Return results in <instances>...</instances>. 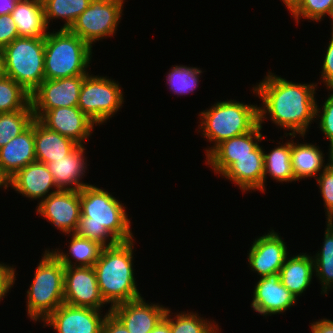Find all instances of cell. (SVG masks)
Returning a JSON list of instances; mask_svg holds the SVG:
<instances>
[{"instance_id": "cell-1", "label": "cell", "mask_w": 333, "mask_h": 333, "mask_svg": "<svg viewBox=\"0 0 333 333\" xmlns=\"http://www.w3.org/2000/svg\"><path fill=\"white\" fill-rule=\"evenodd\" d=\"M317 82L295 83L268 70L260 82L252 84V94L260 99L259 125L285 130L283 135H306L315 122ZM261 104V105H260ZM268 120V121H266Z\"/></svg>"}, {"instance_id": "cell-2", "label": "cell", "mask_w": 333, "mask_h": 333, "mask_svg": "<svg viewBox=\"0 0 333 333\" xmlns=\"http://www.w3.org/2000/svg\"><path fill=\"white\" fill-rule=\"evenodd\" d=\"M113 195L96 184L80 189L81 216L75 232L78 236L104 247L135 238L126 204Z\"/></svg>"}, {"instance_id": "cell-3", "label": "cell", "mask_w": 333, "mask_h": 333, "mask_svg": "<svg viewBox=\"0 0 333 333\" xmlns=\"http://www.w3.org/2000/svg\"><path fill=\"white\" fill-rule=\"evenodd\" d=\"M135 241L104 247L93 266L101 296L109 308L142 297L135 278Z\"/></svg>"}, {"instance_id": "cell-4", "label": "cell", "mask_w": 333, "mask_h": 333, "mask_svg": "<svg viewBox=\"0 0 333 333\" xmlns=\"http://www.w3.org/2000/svg\"><path fill=\"white\" fill-rule=\"evenodd\" d=\"M197 115V134L210 144L205 148V156L220 142L246 134L259 124L257 103L237 99L216 101Z\"/></svg>"}, {"instance_id": "cell-5", "label": "cell", "mask_w": 333, "mask_h": 333, "mask_svg": "<svg viewBox=\"0 0 333 333\" xmlns=\"http://www.w3.org/2000/svg\"><path fill=\"white\" fill-rule=\"evenodd\" d=\"M51 30L45 37V79L88 75L94 54L92 47L68 29Z\"/></svg>"}, {"instance_id": "cell-6", "label": "cell", "mask_w": 333, "mask_h": 333, "mask_svg": "<svg viewBox=\"0 0 333 333\" xmlns=\"http://www.w3.org/2000/svg\"><path fill=\"white\" fill-rule=\"evenodd\" d=\"M26 291V312L30 322H42L64 304L65 267L45 248Z\"/></svg>"}, {"instance_id": "cell-7", "label": "cell", "mask_w": 333, "mask_h": 333, "mask_svg": "<svg viewBox=\"0 0 333 333\" xmlns=\"http://www.w3.org/2000/svg\"><path fill=\"white\" fill-rule=\"evenodd\" d=\"M2 51L4 75L31 94L45 80V38L19 37Z\"/></svg>"}, {"instance_id": "cell-8", "label": "cell", "mask_w": 333, "mask_h": 333, "mask_svg": "<svg viewBox=\"0 0 333 333\" xmlns=\"http://www.w3.org/2000/svg\"><path fill=\"white\" fill-rule=\"evenodd\" d=\"M121 86L112 77L90 72L82 83L77 107L97 126L105 125L124 106L125 92Z\"/></svg>"}, {"instance_id": "cell-9", "label": "cell", "mask_w": 333, "mask_h": 333, "mask_svg": "<svg viewBox=\"0 0 333 333\" xmlns=\"http://www.w3.org/2000/svg\"><path fill=\"white\" fill-rule=\"evenodd\" d=\"M126 0H91L90 5L68 29L92 48L95 43L114 38L123 17Z\"/></svg>"}, {"instance_id": "cell-10", "label": "cell", "mask_w": 333, "mask_h": 333, "mask_svg": "<svg viewBox=\"0 0 333 333\" xmlns=\"http://www.w3.org/2000/svg\"><path fill=\"white\" fill-rule=\"evenodd\" d=\"M86 76L45 79L30 94L34 118L39 120L50 109L78 106L81 86Z\"/></svg>"}, {"instance_id": "cell-11", "label": "cell", "mask_w": 333, "mask_h": 333, "mask_svg": "<svg viewBox=\"0 0 333 333\" xmlns=\"http://www.w3.org/2000/svg\"><path fill=\"white\" fill-rule=\"evenodd\" d=\"M35 213L62 235L75 233L81 216L80 191L60 189L36 205Z\"/></svg>"}, {"instance_id": "cell-12", "label": "cell", "mask_w": 333, "mask_h": 333, "mask_svg": "<svg viewBox=\"0 0 333 333\" xmlns=\"http://www.w3.org/2000/svg\"><path fill=\"white\" fill-rule=\"evenodd\" d=\"M273 227L262 236H257L247 250V262L250 272L257 278L279 272L289 253L287 242Z\"/></svg>"}, {"instance_id": "cell-13", "label": "cell", "mask_w": 333, "mask_h": 333, "mask_svg": "<svg viewBox=\"0 0 333 333\" xmlns=\"http://www.w3.org/2000/svg\"><path fill=\"white\" fill-rule=\"evenodd\" d=\"M108 313L64 303L42 322V327L53 328L55 333H102V324Z\"/></svg>"}, {"instance_id": "cell-14", "label": "cell", "mask_w": 333, "mask_h": 333, "mask_svg": "<svg viewBox=\"0 0 333 333\" xmlns=\"http://www.w3.org/2000/svg\"><path fill=\"white\" fill-rule=\"evenodd\" d=\"M64 303L110 312L101 296L94 267H65Z\"/></svg>"}, {"instance_id": "cell-15", "label": "cell", "mask_w": 333, "mask_h": 333, "mask_svg": "<svg viewBox=\"0 0 333 333\" xmlns=\"http://www.w3.org/2000/svg\"><path fill=\"white\" fill-rule=\"evenodd\" d=\"M252 290L250 307L265 319L286 314L288 309L298 304L295 296L282 284L279 272L257 278Z\"/></svg>"}, {"instance_id": "cell-16", "label": "cell", "mask_w": 333, "mask_h": 333, "mask_svg": "<svg viewBox=\"0 0 333 333\" xmlns=\"http://www.w3.org/2000/svg\"><path fill=\"white\" fill-rule=\"evenodd\" d=\"M261 129L258 124L246 134L220 142L205 156L206 166L221 176L238 158L253 156V150L267 138Z\"/></svg>"}, {"instance_id": "cell-17", "label": "cell", "mask_w": 333, "mask_h": 333, "mask_svg": "<svg viewBox=\"0 0 333 333\" xmlns=\"http://www.w3.org/2000/svg\"><path fill=\"white\" fill-rule=\"evenodd\" d=\"M39 121L49 130L58 132L79 145H86L93 138L95 126L97 127L77 106L50 109Z\"/></svg>"}, {"instance_id": "cell-18", "label": "cell", "mask_w": 333, "mask_h": 333, "mask_svg": "<svg viewBox=\"0 0 333 333\" xmlns=\"http://www.w3.org/2000/svg\"><path fill=\"white\" fill-rule=\"evenodd\" d=\"M9 187V190L13 189L29 201H37V205L60 190L47 165L37 161L28 164L9 178Z\"/></svg>"}, {"instance_id": "cell-19", "label": "cell", "mask_w": 333, "mask_h": 333, "mask_svg": "<svg viewBox=\"0 0 333 333\" xmlns=\"http://www.w3.org/2000/svg\"><path fill=\"white\" fill-rule=\"evenodd\" d=\"M297 136L305 142H299ZM306 137L307 135H291V164L295 182L312 178L315 180L333 161V150L329 146L325 156L319 144L307 143L304 140Z\"/></svg>"}, {"instance_id": "cell-20", "label": "cell", "mask_w": 333, "mask_h": 333, "mask_svg": "<svg viewBox=\"0 0 333 333\" xmlns=\"http://www.w3.org/2000/svg\"><path fill=\"white\" fill-rule=\"evenodd\" d=\"M169 306L146 302L142 296L111 308V313L127 328L129 333H150L165 316Z\"/></svg>"}, {"instance_id": "cell-21", "label": "cell", "mask_w": 333, "mask_h": 333, "mask_svg": "<svg viewBox=\"0 0 333 333\" xmlns=\"http://www.w3.org/2000/svg\"><path fill=\"white\" fill-rule=\"evenodd\" d=\"M85 150H87L85 145H78L64 158L46 163L59 189L80 191L83 187L91 184L83 180L89 173L88 166H90L88 164L89 156H86L88 153Z\"/></svg>"}, {"instance_id": "cell-22", "label": "cell", "mask_w": 333, "mask_h": 333, "mask_svg": "<svg viewBox=\"0 0 333 333\" xmlns=\"http://www.w3.org/2000/svg\"><path fill=\"white\" fill-rule=\"evenodd\" d=\"M264 155L263 145L253 150V156L238 158L220 177L235 184L243 193H263Z\"/></svg>"}, {"instance_id": "cell-23", "label": "cell", "mask_w": 333, "mask_h": 333, "mask_svg": "<svg viewBox=\"0 0 333 333\" xmlns=\"http://www.w3.org/2000/svg\"><path fill=\"white\" fill-rule=\"evenodd\" d=\"M36 162L34 120L20 135L0 148V168L11 178L17 171Z\"/></svg>"}, {"instance_id": "cell-24", "label": "cell", "mask_w": 333, "mask_h": 333, "mask_svg": "<svg viewBox=\"0 0 333 333\" xmlns=\"http://www.w3.org/2000/svg\"><path fill=\"white\" fill-rule=\"evenodd\" d=\"M311 252H300L287 256L280 273L282 284L295 296H303L308 287H311L315 278L314 259Z\"/></svg>"}, {"instance_id": "cell-25", "label": "cell", "mask_w": 333, "mask_h": 333, "mask_svg": "<svg viewBox=\"0 0 333 333\" xmlns=\"http://www.w3.org/2000/svg\"><path fill=\"white\" fill-rule=\"evenodd\" d=\"M36 161L54 162L71 153L79 144L58 132L49 130L38 119H34Z\"/></svg>"}, {"instance_id": "cell-26", "label": "cell", "mask_w": 333, "mask_h": 333, "mask_svg": "<svg viewBox=\"0 0 333 333\" xmlns=\"http://www.w3.org/2000/svg\"><path fill=\"white\" fill-rule=\"evenodd\" d=\"M70 237L68 251L62 248L48 249L64 267H93L104 248L100 243L78 236L76 233L63 234ZM62 249V250H61Z\"/></svg>"}, {"instance_id": "cell-27", "label": "cell", "mask_w": 333, "mask_h": 333, "mask_svg": "<svg viewBox=\"0 0 333 333\" xmlns=\"http://www.w3.org/2000/svg\"><path fill=\"white\" fill-rule=\"evenodd\" d=\"M286 142H283L284 138ZM290 138V139H289ZM282 142L277 141L276 146L265 151L263 146L264 155V176H263V192L266 193L268 176L275 182L281 184L292 183L295 181L291 164V135L280 136ZM289 139V140H288Z\"/></svg>"}, {"instance_id": "cell-28", "label": "cell", "mask_w": 333, "mask_h": 333, "mask_svg": "<svg viewBox=\"0 0 333 333\" xmlns=\"http://www.w3.org/2000/svg\"><path fill=\"white\" fill-rule=\"evenodd\" d=\"M19 37L45 38L49 28L42 2H17L11 12Z\"/></svg>"}, {"instance_id": "cell-29", "label": "cell", "mask_w": 333, "mask_h": 333, "mask_svg": "<svg viewBox=\"0 0 333 333\" xmlns=\"http://www.w3.org/2000/svg\"><path fill=\"white\" fill-rule=\"evenodd\" d=\"M321 247L312 253L315 278L321 286L320 294L327 296L333 290V226L326 220Z\"/></svg>"}, {"instance_id": "cell-30", "label": "cell", "mask_w": 333, "mask_h": 333, "mask_svg": "<svg viewBox=\"0 0 333 333\" xmlns=\"http://www.w3.org/2000/svg\"><path fill=\"white\" fill-rule=\"evenodd\" d=\"M90 2L91 0H42L47 27L50 29L55 24L53 20L56 22L59 19L63 22L59 25L60 29H69Z\"/></svg>"}, {"instance_id": "cell-31", "label": "cell", "mask_w": 333, "mask_h": 333, "mask_svg": "<svg viewBox=\"0 0 333 333\" xmlns=\"http://www.w3.org/2000/svg\"><path fill=\"white\" fill-rule=\"evenodd\" d=\"M200 314V315H199ZM198 311H175L169 308V324L171 333H221L222 328L216 319L202 317ZM210 320V321H209Z\"/></svg>"}, {"instance_id": "cell-32", "label": "cell", "mask_w": 333, "mask_h": 333, "mask_svg": "<svg viewBox=\"0 0 333 333\" xmlns=\"http://www.w3.org/2000/svg\"><path fill=\"white\" fill-rule=\"evenodd\" d=\"M202 70L203 68L198 66L172 65L165 76L167 89L177 97L195 93L194 91L199 89L200 78L205 72Z\"/></svg>"}, {"instance_id": "cell-33", "label": "cell", "mask_w": 333, "mask_h": 333, "mask_svg": "<svg viewBox=\"0 0 333 333\" xmlns=\"http://www.w3.org/2000/svg\"><path fill=\"white\" fill-rule=\"evenodd\" d=\"M30 104L29 92L10 77H0V113L24 110Z\"/></svg>"}, {"instance_id": "cell-34", "label": "cell", "mask_w": 333, "mask_h": 333, "mask_svg": "<svg viewBox=\"0 0 333 333\" xmlns=\"http://www.w3.org/2000/svg\"><path fill=\"white\" fill-rule=\"evenodd\" d=\"M34 119L31 104L24 110L0 113V148L24 132Z\"/></svg>"}, {"instance_id": "cell-35", "label": "cell", "mask_w": 333, "mask_h": 333, "mask_svg": "<svg viewBox=\"0 0 333 333\" xmlns=\"http://www.w3.org/2000/svg\"><path fill=\"white\" fill-rule=\"evenodd\" d=\"M332 0H301V2L290 12V17L297 24L301 19L308 22L319 23L329 17ZM324 19V20H323ZM310 20V21H309Z\"/></svg>"}, {"instance_id": "cell-36", "label": "cell", "mask_w": 333, "mask_h": 333, "mask_svg": "<svg viewBox=\"0 0 333 333\" xmlns=\"http://www.w3.org/2000/svg\"><path fill=\"white\" fill-rule=\"evenodd\" d=\"M327 92L328 96L320 102V105L316 101L315 123L324 135V140L327 139L329 147L333 150V90H327Z\"/></svg>"}, {"instance_id": "cell-37", "label": "cell", "mask_w": 333, "mask_h": 333, "mask_svg": "<svg viewBox=\"0 0 333 333\" xmlns=\"http://www.w3.org/2000/svg\"><path fill=\"white\" fill-rule=\"evenodd\" d=\"M315 180L323 200L325 220H328L333 215V161Z\"/></svg>"}, {"instance_id": "cell-38", "label": "cell", "mask_w": 333, "mask_h": 333, "mask_svg": "<svg viewBox=\"0 0 333 333\" xmlns=\"http://www.w3.org/2000/svg\"><path fill=\"white\" fill-rule=\"evenodd\" d=\"M330 36L326 50L323 53L322 71L319 72L321 74L319 80L321 81H316L317 85L323 84V87L325 86L326 88L325 90H333V29L330 31Z\"/></svg>"}, {"instance_id": "cell-39", "label": "cell", "mask_w": 333, "mask_h": 333, "mask_svg": "<svg viewBox=\"0 0 333 333\" xmlns=\"http://www.w3.org/2000/svg\"><path fill=\"white\" fill-rule=\"evenodd\" d=\"M16 265L6 264L0 261V304L4 300L8 293H11V289L16 284Z\"/></svg>"}, {"instance_id": "cell-40", "label": "cell", "mask_w": 333, "mask_h": 333, "mask_svg": "<svg viewBox=\"0 0 333 333\" xmlns=\"http://www.w3.org/2000/svg\"><path fill=\"white\" fill-rule=\"evenodd\" d=\"M19 38L16 24L11 14L0 16V49Z\"/></svg>"}, {"instance_id": "cell-41", "label": "cell", "mask_w": 333, "mask_h": 333, "mask_svg": "<svg viewBox=\"0 0 333 333\" xmlns=\"http://www.w3.org/2000/svg\"><path fill=\"white\" fill-rule=\"evenodd\" d=\"M102 333H129L127 328L110 312L102 324Z\"/></svg>"}, {"instance_id": "cell-42", "label": "cell", "mask_w": 333, "mask_h": 333, "mask_svg": "<svg viewBox=\"0 0 333 333\" xmlns=\"http://www.w3.org/2000/svg\"><path fill=\"white\" fill-rule=\"evenodd\" d=\"M322 318L309 323L310 333H333V320Z\"/></svg>"}, {"instance_id": "cell-43", "label": "cell", "mask_w": 333, "mask_h": 333, "mask_svg": "<svg viewBox=\"0 0 333 333\" xmlns=\"http://www.w3.org/2000/svg\"><path fill=\"white\" fill-rule=\"evenodd\" d=\"M150 333H171L169 324V307L166 310L165 316L159 321V323Z\"/></svg>"}, {"instance_id": "cell-44", "label": "cell", "mask_w": 333, "mask_h": 333, "mask_svg": "<svg viewBox=\"0 0 333 333\" xmlns=\"http://www.w3.org/2000/svg\"><path fill=\"white\" fill-rule=\"evenodd\" d=\"M16 4V0H0V16L11 14Z\"/></svg>"}, {"instance_id": "cell-45", "label": "cell", "mask_w": 333, "mask_h": 333, "mask_svg": "<svg viewBox=\"0 0 333 333\" xmlns=\"http://www.w3.org/2000/svg\"><path fill=\"white\" fill-rule=\"evenodd\" d=\"M9 188V178L2 172L1 168H0V189L3 191L8 190Z\"/></svg>"}, {"instance_id": "cell-46", "label": "cell", "mask_w": 333, "mask_h": 333, "mask_svg": "<svg viewBox=\"0 0 333 333\" xmlns=\"http://www.w3.org/2000/svg\"><path fill=\"white\" fill-rule=\"evenodd\" d=\"M289 13L301 2V0H280Z\"/></svg>"}, {"instance_id": "cell-47", "label": "cell", "mask_w": 333, "mask_h": 333, "mask_svg": "<svg viewBox=\"0 0 333 333\" xmlns=\"http://www.w3.org/2000/svg\"><path fill=\"white\" fill-rule=\"evenodd\" d=\"M4 75L3 51L0 49V77Z\"/></svg>"}, {"instance_id": "cell-48", "label": "cell", "mask_w": 333, "mask_h": 333, "mask_svg": "<svg viewBox=\"0 0 333 333\" xmlns=\"http://www.w3.org/2000/svg\"><path fill=\"white\" fill-rule=\"evenodd\" d=\"M328 18H330L329 21H331V22H329V23H331L330 24L331 25L330 29H333V0H332L331 9H330Z\"/></svg>"}, {"instance_id": "cell-49", "label": "cell", "mask_w": 333, "mask_h": 333, "mask_svg": "<svg viewBox=\"0 0 333 333\" xmlns=\"http://www.w3.org/2000/svg\"><path fill=\"white\" fill-rule=\"evenodd\" d=\"M17 2H42V0H16Z\"/></svg>"}, {"instance_id": "cell-50", "label": "cell", "mask_w": 333, "mask_h": 333, "mask_svg": "<svg viewBox=\"0 0 333 333\" xmlns=\"http://www.w3.org/2000/svg\"><path fill=\"white\" fill-rule=\"evenodd\" d=\"M327 221L333 226V215Z\"/></svg>"}]
</instances>
